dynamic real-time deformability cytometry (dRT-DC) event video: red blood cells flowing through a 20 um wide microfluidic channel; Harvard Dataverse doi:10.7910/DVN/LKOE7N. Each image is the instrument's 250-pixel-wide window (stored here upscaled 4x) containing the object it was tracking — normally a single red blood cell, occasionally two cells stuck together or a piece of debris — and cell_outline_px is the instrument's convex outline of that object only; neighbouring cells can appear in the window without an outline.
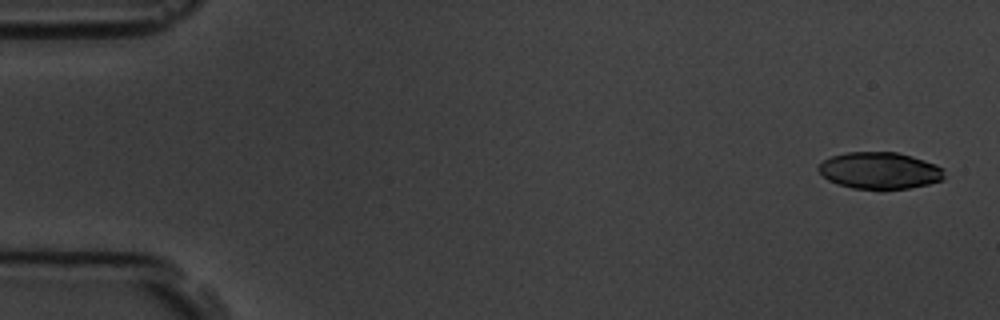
{"species": "common noctule bat (a hibernating species)", "species_latin": "Nyctalus noctula", "temperature_condition": "room temperature", "stored_images_in_passage": 4, "camera_frame_rate_fps": 3000, "um_per_image_px": 0.085, "animal": {"sex": "male", "body_mass_g": 19.5, "forearm_length_mm": 54.6}, "frame": {"image": 1, "passage_image": 1, "time_ms": 0.0, "image_size_px": [1000, 320], "cell_outline_px": [[944, 180], [928, 184], [908, 188], [880, 192], [852, 188], [828, 180], [816, 168], [824, 160], [832, 156], [848, 152], [896, 152], [912, 156], [936, 164], [944, 168]], "centroid_in_image_um": [74.81, 14.53], "position_along_channel_um": 10.2, "area_um2": 27.51}}
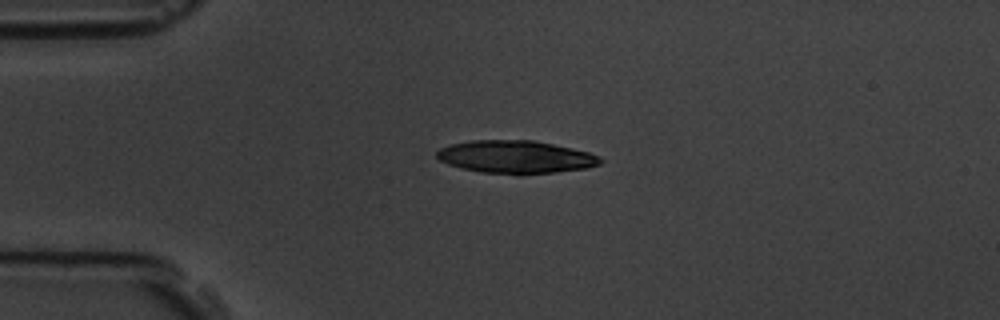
{"frame": {"image": 2, "passage_image": 4, "time_ms": 3.667, "image_size_px": [1000, 320], "cell_outline_px": [[604, 160], [600, 164], [588, 168], [556, 172], [480, 172], [448, 164], [440, 160], [436, 156], [436, 152], [440, 148], [452, 144], [472, 140], [532, 140], [572, 148], [588, 152], [600, 156]], "centroid_in_image_um": [43.86, 13.31], "position_along_channel_um": 41.1, "area_um2": 30.52}}